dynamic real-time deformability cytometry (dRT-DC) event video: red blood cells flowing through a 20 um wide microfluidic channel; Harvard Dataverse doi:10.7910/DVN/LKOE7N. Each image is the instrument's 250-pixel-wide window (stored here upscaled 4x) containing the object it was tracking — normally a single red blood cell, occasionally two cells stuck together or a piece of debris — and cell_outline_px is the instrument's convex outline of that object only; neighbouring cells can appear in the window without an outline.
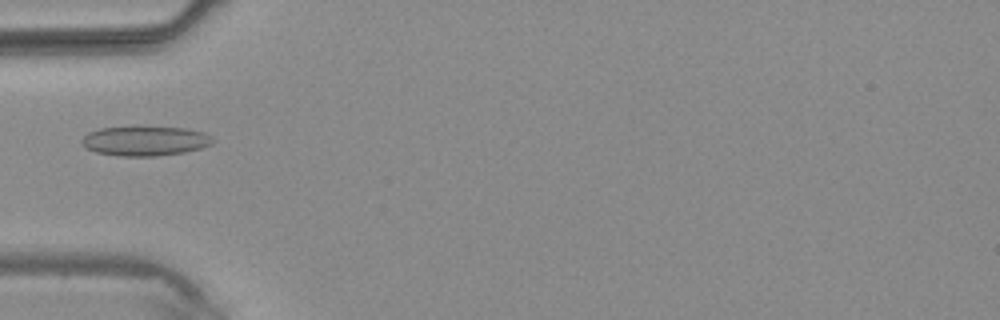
{"species": "common noctule bat (a hibernating species)", "species_latin": "Nyctalus noctula", "temperature_condition": "warm", "stored_images_in_passage": 3, "camera_frame_rate_fps": 3000, "um_per_image_px": 0.085, "animal": {"sex": "male", "body_mass_g": 20.4}, "frame": {"image": 1, "passage_image": 3, "time_ms": 3.333, "image_size_px": [1000, 320], "cell_outline_px": [[216, 140], [212, 144], [200, 148], [184, 152], [156, 156], [120, 156], [96, 152], [84, 148], [80, 140], [88, 132], [100, 128], [132, 124], [140, 124], [184, 128], [204, 132], [212, 136]], "centroid_in_image_um": [12.31, 11.93], "position_along_channel_um": 72.7, "area_um2": 23.7}}